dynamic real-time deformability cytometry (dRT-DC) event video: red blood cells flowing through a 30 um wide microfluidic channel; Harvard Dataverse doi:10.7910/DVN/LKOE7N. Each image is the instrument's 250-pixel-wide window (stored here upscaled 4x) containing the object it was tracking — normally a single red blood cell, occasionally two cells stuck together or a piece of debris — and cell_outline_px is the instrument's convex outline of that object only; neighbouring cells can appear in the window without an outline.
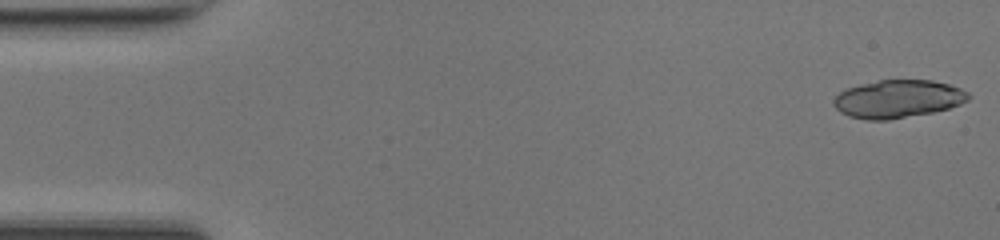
{"species": "common noctule bat (a hibernating species)", "species_latin": "Nyctalus noctula", "temperature_condition": "room temperature", "stored_images_in_passage": 16, "camera_frame_rate_fps": 3000, "um_per_image_px": 0.085, "animal": {"sex": "female", "body_mass_g": 17.0, "forearm_length_mm": 48.0}, "frame": {"image": 1, "passage_image": 1, "time_ms": 0.0, "image_size_px": [1000, 240], "cell_outline_px": [[972, 96], [968, 100], [960, 104], [948, 108], [932, 112], [888, 120], [864, 120], [848, 116], [840, 112], [832, 104], [832, 100], [840, 92], [848, 88], [860, 84], [880, 80], [932, 80], [948, 84], [960, 88], [968, 92]], "centroid_in_image_um": [76.31, 8.41], "position_along_channel_um": 8.7, "area_um2": 29.82}}